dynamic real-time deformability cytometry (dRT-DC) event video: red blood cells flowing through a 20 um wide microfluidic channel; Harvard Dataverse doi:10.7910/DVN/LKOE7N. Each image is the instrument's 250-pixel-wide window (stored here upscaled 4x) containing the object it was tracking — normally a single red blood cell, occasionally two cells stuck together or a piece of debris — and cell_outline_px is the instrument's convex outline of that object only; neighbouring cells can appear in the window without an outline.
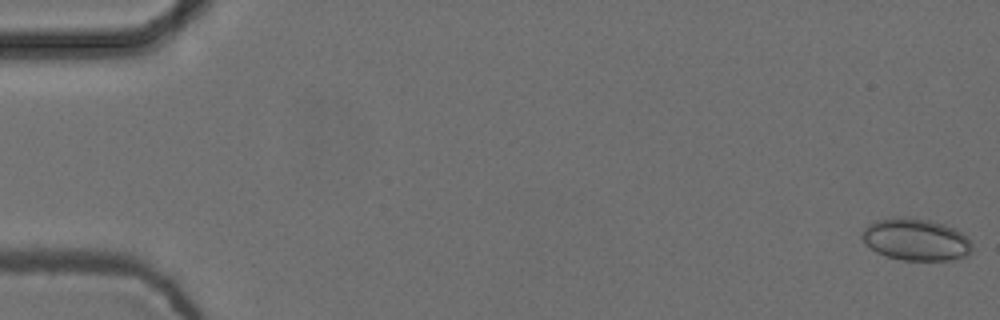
{"species": "common noctule bat (a hibernating species)", "species_latin": "Nyctalus noctula", "temperature_condition": "cold", "stored_images_in_passage": 55, "camera_frame_rate_fps": 3000, "um_per_image_px": 0.085, "animal": {"sex": "female", "body_mass_g": 24.6, "forearm_length_mm": 56.2}, "frame": {"image": 1, "passage_image": 1, "time_ms": 0.0, "image_size_px": [1000, 320], "cell_outline_px": [[972, 252], [968, 256], [952, 260], [904, 260], [888, 256], [876, 252], [860, 236], [864, 228], [868, 224], [876, 220], [904, 216], [928, 220], [944, 224], [968, 236], [972, 244]], "centroid_in_image_um": [77.88, 20.36], "position_along_channel_um": 7.1, "area_um2": 26.93}}
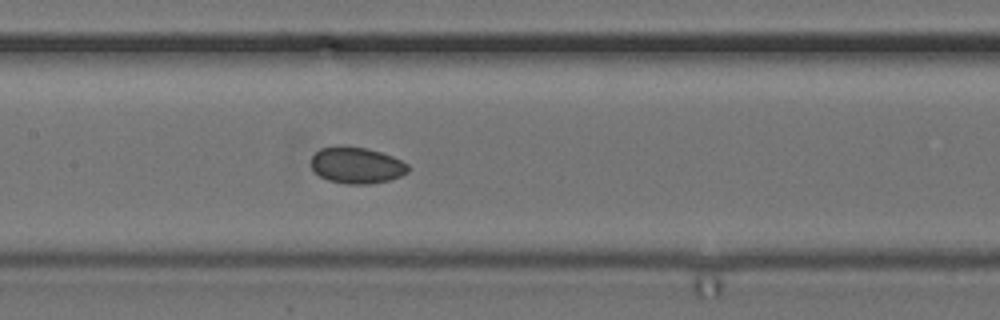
{"frame": {"image": 2, "passage_image": 27, "time_ms": 8.667, "image_size_px": [1000, 320], "cell_outline_px": [[408, 172], [400, 176], [388, 180], [368, 184], [348, 184], [328, 180], [320, 176], [312, 168], [312, 156], [320, 148], [336, 144], [344, 144], [368, 148], [392, 156], [408, 164]], "centroid_in_image_um": [30.29, 14.01], "position_along_channel_um": 177.1, "area_um2": 20.75}}
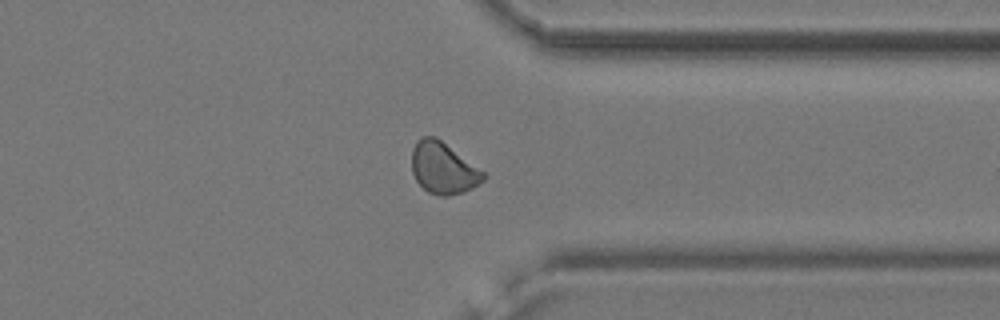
{"frame": {"image": 3, "passage_image": 43, "time_ms": 14.0, "image_size_px": [1000, 320], "cell_outline_px": [[488, 176], [484, 180], [472, 188], [448, 196], [440, 196], [428, 192], [416, 180], [412, 172], [412, 148], [416, 140], [420, 136], [436, 136], [484, 172]], "centroid_in_image_um": [37.65, 14.27], "position_along_channel_um": 373.7, "area_um2": 21.44}}